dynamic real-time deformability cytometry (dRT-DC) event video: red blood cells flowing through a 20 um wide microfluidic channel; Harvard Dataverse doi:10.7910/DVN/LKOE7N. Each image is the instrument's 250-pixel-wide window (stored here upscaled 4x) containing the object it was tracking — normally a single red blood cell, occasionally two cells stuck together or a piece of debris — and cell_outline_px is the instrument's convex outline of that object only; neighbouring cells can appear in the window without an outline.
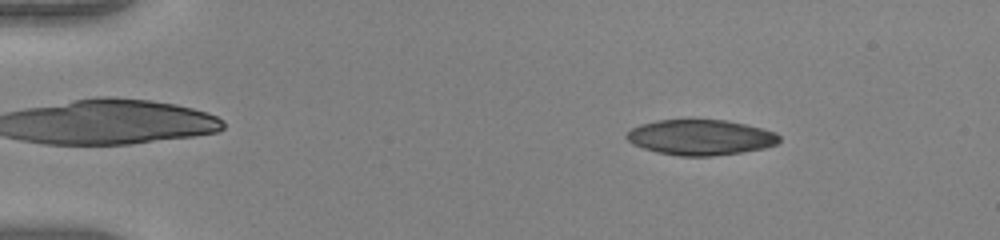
{"species": "human", "species_latin": "Homo sapiens", "temperature_condition": "warm", "stored_images_in_passage": 50, "camera_frame_rate_fps": 3000, "um_per_image_px": 0.085, "donor": {"sex": "female"}, "frame": {"image": 1, "passage_image": 7, "time_ms": 2.0, "image_size_px": [1000, 240], "cell_outline_px": [[780, 140], [776, 144], [764, 148], [740, 152], [712, 156], [680, 156], [656, 152], [632, 144], [624, 136], [632, 128], [640, 124], [656, 120], [724, 120], [744, 124], [776, 132], [780, 136]], "centroid_in_image_um": [59.52, 11.68], "position_along_channel_um": 25.5, "area_um2": 31.39}}
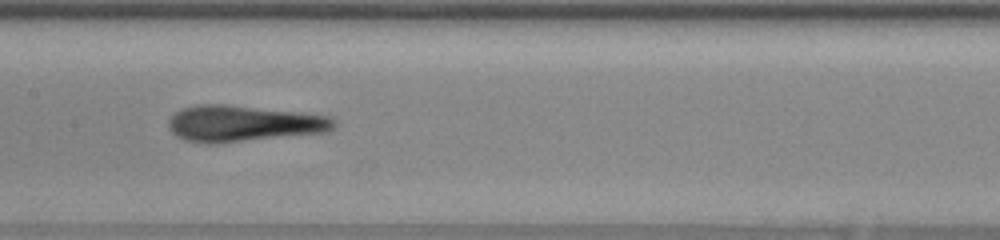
{"frame": {"image": 2, "passage_image": 26, "time_ms": 8.333, "image_size_px": [1000, 240], "cell_outline_px": [[336, 124], [328, 132], [212, 144], [208, 144], [184, 140], [176, 136], [168, 128], [168, 120], [176, 112], [184, 108], [200, 104], [228, 104], [300, 112], [328, 116], [336, 120]], "centroid_in_image_um": [20.67, 10.5], "position_along_channel_um": 186.7, "area_um2": 35.03}}
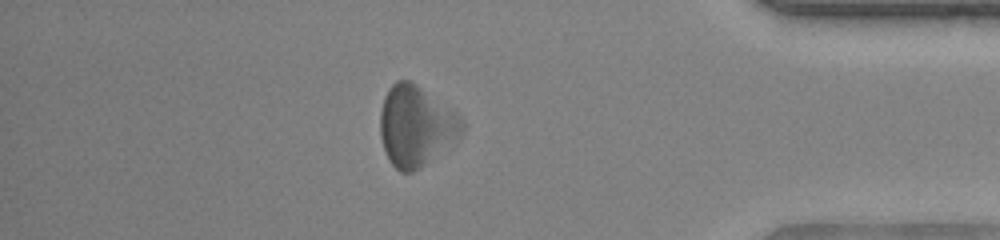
{"frame": {"image": 3, "passage_image": 44, "time_ms": 14.333, "image_size_px": [1000, 240], "cell_outline_px": [[464, 132], [456, 140], [420, 168], [412, 172], [400, 172], [388, 160], [380, 136], [380, 112], [384, 96], [388, 88], [396, 80], [408, 80], [416, 84], [456, 108], [464, 120]], "centroid_in_image_um": [35.39, 10.67], "position_along_channel_um": 399.8, "area_um2": 39.07}, "authors_computed_cell_mechanics": {"area_um2": 34.7378, "velocity_mm_per_s": 4.0234, "shape_relaxation_time_tau1_ms": 2.083, "shape_relaxation_time_tau2_ms": 3.4153, "deformation_change_tau1": 0.0886, "deformation_change_tau2": 0.1993}}